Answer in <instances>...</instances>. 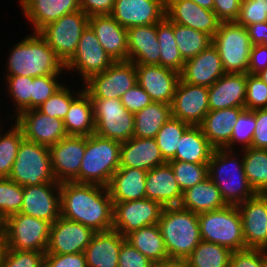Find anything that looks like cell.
I'll list each match as a JSON object with an SVG mask.
<instances>
[{
    "label": "cell",
    "mask_w": 267,
    "mask_h": 267,
    "mask_svg": "<svg viewBox=\"0 0 267 267\" xmlns=\"http://www.w3.org/2000/svg\"><path fill=\"white\" fill-rule=\"evenodd\" d=\"M252 46H267V21L263 23H255L247 27Z\"/></svg>",
    "instance_id": "obj_62"
},
{
    "label": "cell",
    "mask_w": 267,
    "mask_h": 267,
    "mask_svg": "<svg viewBox=\"0 0 267 267\" xmlns=\"http://www.w3.org/2000/svg\"><path fill=\"white\" fill-rule=\"evenodd\" d=\"M191 1L195 2L196 4H198L203 8L213 10L214 0H191Z\"/></svg>",
    "instance_id": "obj_64"
},
{
    "label": "cell",
    "mask_w": 267,
    "mask_h": 267,
    "mask_svg": "<svg viewBox=\"0 0 267 267\" xmlns=\"http://www.w3.org/2000/svg\"><path fill=\"white\" fill-rule=\"evenodd\" d=\"M225 73H248L252 44L246 27L236 22H221L212 37Z\"/></svg>",
    "instance_id": "obj_8"
},
{
    "label": "cell",
    "mask_w": 267,
    "mask_h": 267,
    "mask_svg": "<svg viewBox=\"0 0 267 267\" xmlns=\"http://www.w3.org/2000/svg\"><path fill=\"white\" fill-rule=\"evenodd\" d=\"M128 61L134 64L160 65L157 24L127 29Z\"/></svg>",
    "instance_id": "obj_27"
},
{
    "label": "cell",
    "mask_w": 267,
    "mask_h": 267,
    "mask_svg": "<svg viewBox=\"0 0 267 267\" xmlns=\"http://www.w3.org/2000/svg\"><path fill=\"white\" fill-rule=\"evenodd\" d=\"M267 21V11H265L256 0H242L237 24L244 27L255 23Z\"/></svg>",
    "instance_id": "obj_54"
},
{
    "label": "cell",
    "mask_w": 267,
    "mask_h": 267,
    "mask_svg": "<svg viewBox=\"0 0 267 267\" xmlns=\"http://www.w3.org/2000/svg\"><path fill=\"white\" fill-rule=\"evenodd\" d=\"M264 267H267V257L265 258V264Z\"/></svg>",
    "instance_id": "obj_69"
},
{
    "label": "cell",
    "mask_w": 267,
    "mask_h": 267,
    "mask_svg": "<svg viewBox=\"0 0 267 267\" xmlns=\"http://www.w3.org/2000/svg\"><path fill=\"white\" fill-rule=\"evenodd\" d=\"M267 68V46L254 45L251 48L248 73L257 74Z\"/></svg>",
    "instance_id": "obj_61"
},
{
    "label": "cell",
    "mask_w": 267,
    "mask_h": 267,
    "mask_svg": "<svg viewBox=\"0 0 267 267\" xmlns=\"http://www.w3.org/2000/svg\"><path fill=\"white\" fill-rule=\"evenodd\" d=\"M166 163L155 138L133 136L121 143L120 167H130L149 171Z\"/></svg>",
    "instance_id": "obj_29"
},
{
    "label": "cell",
    "mask_w": 267,
    "mask_h": 267,
    "mask_svg": "<svg viewBox=\"0 0 267 267\" xmlns=\"http://www.w3.org/2000/svg\"><path fill=\"white\" fill-rule=\"evenodd\" d=\"M157 39L160 45V65L181 73L185 61L183 60L173 31V22L166 17L157 23Z\"/></svg>",
    "instance_id": "obj_39"
},
{
    "label": "cell",
    "mask_w": 267,
    "mask_h": 267,
    "mask_svg": "<svg viewBox=\"0 0 267 267\" xmlns=\"http://www.w3.org/2000/svg\"><path fill=\"white\" fill-rule=\"evenodd\" d=\"M20 213L44 219L53 224L61 216L60 183L23 186Z\"/></svg>",
    "instance_id": "obj_19"
},
{
    "label": "cell",
    "mask_w": 267,
    "mask_h": 267,
    "mask_svg": "<svg viewBox=\"0 0 267 267\" xmlns=\"http://www.w3.org/2000/svg\"><path fill=\"white\" fill-rule=\"evenodd\" d=\"M121 143L96 134L86 136V149L79 172V183L107 187L120 167Z\"/></svg>",
    "instance_id": "obj_5"
},
{
    "label": "cell",
    "mask_w": 267,
    "mask_h": 267,
    "mask_svg": "<svg viewBox=\"0 0 267 267\" xmlns=\"http://www.w3.org/2000/svg\"><path fill=\"white\" fill-rule=\"evenodd\" d=\"M231 254L226 247L201 241L184 261L187 267H229Z\"/></svg>",
    "instance_id": "obj_41"
},
{
    "label": "cell",
    "mask_w": 267,
    "mask_h": 267,
    "mask_svg": "<svg viewBox=\"0 0 267 267\" xmlns=\"http://www.w3.org/2000/svg\"><path fill=\"white\" fill-rule=\"evenodd\" d=\"M88 26L93 30L100 45L115 61H128L127 29L111 15L89 17Z\"/></svg>",
    "instance_id": "obj_24"
},
{
    "label": "cell",
    "mask_w": 267,
    "mask_h": 267,
    "mask_svg": "<svg viewBox=\"0 0 267 267\" xmlns=\"http://www.w3.org/2000/svg\"><path fill=\"white\" fill-rule=\"evenodd\" d=\"M267 250L244 248L232 252L229 267H264Z\"/></svg>",
    "instance_id": "obj_53"
},
{
    "label": "cell",
    "mask_w": 267,
    "mask_h": 267,
    "mask_svg": "<svg viewBox=\"0 0 267 267\" xmlns=\"http://www.w3.org/2000/svg\"><path fill=\"white\" fill-rule=\"evenodd\" d=\"M172 117L191 126H199L209 109V89L206 86L192 85L181 78L171 104Z\"/></svg>",
    "instance_id": "obj_16"
},
{
    "label": "cell",
    "mask_w": 267,
    "mask_h": 267,
    "mask_svg": "<svg viewBox=\"0 0 267 267\" xmlns=\"http://www.w3.org/2000/svg\"><path fill=\"white\" fill-rule=\"evenodd\" d=\"M165 17L173 23L200 30L211 37L221 24L213 10L203 8L191 0H166Z\"/></svg>",
    "instance_id": "obj_22"
},
{
    "label": "cell",
    "mask_w": 267,
    "mask_h": 267,
    "mask_svg": "<svg viewBox=\"0 0 267 267\" xmlns=\"http://www.w3.org/2000/svg\"><path fill=\"white\" fill-rule=\"evenodd\" d=\"M6 134L0 133V178L11 174L18 148L24 139L22 129L15 123Z\"/></svg>",
    "instance_id": "obj_44"
},
{
    "label": "cell",
    "mask_w": 267,
    "mask_h": 267,
    "mask_svg": "<svg viewBox=\"0 0 267 267\" xmlns=\"http://www.w3.org/2000/svg\"><path fill=\"white\" fill-rule=\"evenodd\" d=\"M64 86L63 84L48 100L41 104L37 110L50 117L64 120L72 101L84 90L83 87L81 91H77V95L75 96L67 86Z\"/></svg>",
    "instance_id": "obj_49"
},
{
    "label": "cell",
    "mask_w": 267,
    "mask_h": 267,
    "mask_svg": "<svg viewBox=\"0 0 267 267\" xmlns=\"http://www.w3.org/2000/svg\"><path fill=\"white\" fill-rule=\"evenodd\" d=\"M145 192L146 198L163 207L179 206L183 196L168 162L147 171Z\"/></svg>",
    "instance_id": "obj_26"
},
{
    "label": "cell",
    "mask_w": 267,
    "mask_h": 267,
    "mask_svg": "<svg viewBox=\"0 0 267 267\" xmlns=\"http://www.w3.org/2000/svg\"><path fill=\"white\" fill-rule=\"evenodd\" d=\"M23 186L9 178H0V213L5 217L20 213Z\"/></svg>",
    "instance_id": "obj_47"
},
{
    "label": "cell",
    "mask_w": 267,
    "mask_h": 267,
    "mask_svg": "<svg viewBox=\"0 0 267 267\" xmlns=\"http://www.w3.org/2000/svg\"><path fill=\"white\" fill-rule=\"evenodd\" d=\"M114 62L100 45L93 30L87 26L82 32L76 52L65 63V69L79 71L85 82L92 75L104 72Z\"/></svg>",
    "instance_id": "obj_14"
},
{
    "label": "cell",
    "mask_w": 267,
    "mask_h": 267,
    "mask_svg": "<svg viewBox=\"0 0 267 267\" xmlns=\"http://www.w3.org/2000/svg\"><path fill=\"white\" fill-rule=\"evenodd\" d=\"M95 118V134L120 143L133 137L134 114L120 99L90 98Z\"/></svg>",
    "instance_id": "obj_10"
},
{
    "label": "cell",
    "mask_w": 267,
    "mask_h": 267,
    "mask_svg": "<svg viewBox=\"0 0 267 267\" xmlns=\"http://www.w3.org/2000/svg\"><path fill=\"white\" fill-rule=\"evenodd\" d=\"M26 18L38 32L48 23L80 9L79 0H19Z\"/></svg>",
    "instance_id": "obj_31"
},
{
    "label": "cell",
    "mask_w": 267,
    "mask_h": 267,
    "mask_svg": "<svg viewBox=\"0 0 267 267\" xmlns=\"http://www.w3.org/2000/svg\"><path fill=\"white\" fill-rule=\"evenodd\" d=\"M153 267H187L184 260L170 259L164 262L155 263Z\"/></svg>",
    "instance_id": "obj_63"
},
{
    "label": "cell",
    "mask_w": 267,
    "mask_h": 267,
    "mask_svg": "<svg viewBox=\"0 0 267 267\" xmlns=\"http://www.w3.org/2000/svg\"><path fill=\"white\" fill-rule=\"evenodd\" d=\"M242 0H214L213 11L221 22H235Z\"/></svg>",
    "instance_id": "obj_58"
},
{
    "label": "cell",
    "mask_w": 267,
    "mask_h": 267,
    "mask_svg": "<svg viewBox=\"0 0 267 267\" xmlns=\"http://www.w3.org/2000/svg\"><path fill=\"white\" fill-rule=\"evenodd\" d=\"M171 117V105L152 102L134 114L133 136L138 138H155L160 128Z\"/></svg>",
    "instance_id": "obj_38"
},
{
    "label": "cell",
    "mask_w": 267,
    "mask_h": 267,
    "mask_svg": "<svg viewBox=\"0 0 267 267\" xmlns=\"http://www.w3.org/2000/svg\"><path fill=\"white\" fill-rule=\"evenodd\" d=\"M137 83L153 102L171 105L180 73L161 65L135 64Z\"/></svg>",
    "instance_id": "obj_21"
},
{
    "label": "cell",
    "mask_w": 267,
    "mask_h": 267,
    "mask_svg": "<svg viewBox=\"0 0 267 267\" xmlns=\"http://www.w3.org/2000/svg\"><path fill=\"white\" fill-rule=\"evenodd\" d=\"M146 175L147 171L142 169L119 167L107 186L113 203L146 198Z\"/></svg>",
    "instance_id": "obj_32"
},
{
    "label": "cell",
    "mask_w": 267,
    "mask_h": 267,
    "mask_svg": "<svg viewBox=\"0 0 267 267\" xmlns=\"http://www.w3.org/2000/svg\"><path fill=\"white\" fill-rule=\"evenodd\" d=\"M67 135L95 134V118L89 94L83 90L71 103L63 120Z\"/></svg>",
    "instance_id": "obj_35"
},
{
    "label": "cell",
    "mask_w": 267,
    "mask_h": 267,
    "mask_svg": "<svg viewBox=\"0 0 267 267\" xmlns=\"http://www.w3.org/2000/svg\"><path fill=\"white\" fill-rule=\"evenodd\" d=\"M234 152L214 149L208 163V176L227 205H239L257 194L246 178L243 158L239 161Z\"/></svg>",
    "instance_id": "obj_4"
},
{
    "label": "cell",
    "mask_w": 267,
    "mask_h": 267,
    "mask_svg": "<svg viewBox=\"0 0 267 267\" xmlns=\"http://www.w3.org/2000/svg\"><path fill=\"white\" fill-rule=\"evenodd\" d=\"M182 193L208 177V164L168 161Z\"/></svg>",
    "instance_id": "obj_45"
},
{
    "label": "cell",
    "mask_w": 267,
    "mask_h": 267,
    "mask_svg": "<svg viewBox=\"0 0 267 267\" xmlns=\"http://www.w3.org/2000/svg\"><path fill=\"white\" fill-rule=\"evenodd\" d=\"M214 148L200 126H190L182 135L172 160L208 164Z\"/></svg>",
    "instance_id": "obj_36"
},
{
    "label": "cell",
    "mask_w": 267,
    "mask_h": 267,
    "mask_svg": "<svg viewBox=\"0 0 267 267\" xmlns=\"http://www.w3.org/2000/svg\"><path fill=\"white\" fill-rule=\"evenodd\" d=\"M173 31L176 45L184 61L198 55L212 44V37L200 30L173 23Z\"/></svg>",
    "instance_id": "obj_42"
},
{
    "label": "cell",
    "mask_w": 267,
    "mask_h": 267,
    "mask_svg": "<svg viewBox=\"0 0 267 267\" xmlns=\"http://www.w3.org/2000/svg\"><path fill=\"white\" fill-rule=\"evenodd\" d=\"M6 238V218L0 213V239Z\"/></svg>",
    "instance_id": "obj_65"
},
{
    "label": "cell",
    "mask_w": 267,
    "mask_h": 267,
    "mask_svg": "<svg viewBox=\"0 0 267 267\" xmlns=\"http://www.w3.org/2000/svg\"><path fill=\"white\" fill-rule=\"evenodd\" d=\"M154 263L125 240L119 252L118 267H153Z\"/></svg>",
    "instance_id": "obj_55"
},
{
    "label": "cell",
    "mask_w": 267,
    "mask_h": 267,
    "mask_svg": "<svg viewBox=\"0 0 267 267\" xmlns=\"http://www.w3.org/2000/svg\"><path fill=\"white\" fill-rule=\"evenodd\" d=\"M243 151L246 178L256 193L267 194V149L247 148Z\"/></svg>",
    "instance_id": "obj_40"
},
{
    "label": "cell",
    "mask_w": 267,
    "mask_h": 267,
    "mask_svg": "<svg viewBox=\"0 0 267 267\" xmlns=\"http://www.w3.org/2000/svg\"><path fill=\"white\" fill-rule=\"evenodd\" d=\"M245 108L231 107L209 111L199 125L214 149H223L229 142L239 115Z\"/></svg>",
    "instance_id": "obj_33"
},
{
    "label": "cell",
    "mask_w": 267,
    "mask_h": 267,
    "mask_svg": "<svg viewBox=\"0 0 267 267\" xmlns=\"http://www.w3.org/2000/svg\"><path fill=\"white\" fill-rule=\"evenodd\" d=\"M256 1L265 11H267V0H256Z\"/></svg>",
    "instance_id": "obj_68"
},
{
    "label": "cell",
    "mask_w": 267,
    "mask_h": 267,
    "mask_svg": "<svg viewBox=\"0 0 267 267\" xmlns=\"http://www.w3.org/2000/svg\"><path fill=\"white\" fill-rule=\"evenodd\" d=\"M224 74L219 53L211 44L198 55L185 61L180 78L192 85L210 87Z\"/></svg>",
    "instance_id": "obj_25"
},
{
    "label": "cell",
    "mask_w": 267,
    "mask_h": 267,
    "mask_svg": "<svg viewBox=\"0 0 267 267\" xmlns=\"http://www.w3.org/2000/svg\"><path fill=\"white\" fill-rule=\"evenodd\" d=\"M89 17L78 10L48 23L38 33L65 64L76 52L82 32L87 28Z\"/></svg>",
    "instance_id": "obj_9"
},
{
    "label": "cell",
    "mask_w": 267,
    "mask_h": 267,
    "mask_svg": "<svg viewBox=\"0 0 267 267\" xmlns=\"http://www.w3.org/2000/svg\"><path fill=\"white\" fill-rule=\"evenodd\" d=\"M247 73H225L209 89L210 111L245 108Z\"/></svg>",
    "instance_id": "obj_28"
},
{
    "label": "cell",
    "mask_w": 267,
    "mask_h": 267,
    "mask_svg": "<svg viewBox=\"0 0 267 267\" xmlns=\"http://www.w3.org/2000/svg\"><path fill=\"white\" fill-rule=\"evenodd\" d=\"M94 232L85 225L60 216L50 227L46 254H73L84 252Z\"/></svg>",
    "instance_id": "obj_17"
},
{
    "label": "cell",
    "mask_w": 267,
    "mask_h": 267,
    "mask_svg": "<svg viewBox=\"0 0 267 267\" xmlns=\"http://www.w3.org/2000/svg\"><path fill=\"white\" fill-rule=\"evenodd\" d=\"M158 226L169 259L185 260L202 241L198 214L180 205L164 207Z\"/></svg>",
    "instance_id": "obj_3"
},
{
    "label": "cell",
    "mask_w": 267,
    "mask_h": 267,
    "mask_svg": "<svg viewBox=\"0 0 267 267\" xmlns=\"http://www.w3.org/2000/svg\"><path fill=\"white\" fill-rule=\"evenodd\" d=\"M126 240L154 264L170 260L158 224L133 231Z\"/></svg>",
    "instance_id": "obj_37"
},
{
    "label": "cell",
    "mask_w": 267,
    "mask_h": 267,
    "mask_svg": "<svg viewBox=\"0 0 267 267\" xmlns=\"http://www.w3.org/2000/svg\"><path fill=\"white\" fill-rule=\"evenodd\" d=\"M44 267H87L84 252L73 254H46Z\"/></svg>",
    "instance_id": "obj_57"
},
{
    "label": "cell",
    "mask_w": 267,
    "mask_h": 267,
    "mask_svg": "<svg viewBox=\"0 0 267 267\" xmlns=\"http://www.w3.org/2000/svg\"><path fill=\"white\" fill-rule=\"evenodd\" d=\"M191 125L171 117L158 131L155 139L166 162L175 157L179 140Z\"/></svg>",
    "instance_id": "obj_43"
},
{
    "label": "cell",
    "mask_w": 267,
    "mask_h": 267,
    "mask_svg": "<svg viewBox=\"0 0 267 267\" xmlns=\"http://www.w3.org/2000/svg\"><path fill=\"white\" fill-rule=\"evenodd\" d=\"M256 127L255 110H244L238 117L233 127V133L230 142L223 148L233 151L235 142L240 143L244 149L250 148L253 139L254 129Z\"/></svg>",
    "instance_id": "obj_48"
},
{
    "label": "cell",
    "mask_w": 267,
    "mask_h": 267,
    "mask_svg": "<svg viewBox=\"0 0 267 267\" xmlns=\"http://www.w3.org/2000/svg\"><path fill=\"white\" fill-rule=\"evenodd\" d=\"M237 207L241 214L245 248L267 250V194L257 193Z\"/></svg>",
    "instance_id": "obj_20"
},
{
    "label": "cell",
    "mask_w": 267,
    "mask_h": 267,
    "mask_svg": "<svg viewBox=\"0 0 267 267\" xmlns=\"http://www.w3.org/2000/svg\"><path fill=\"white\" fill-rule=\"evenodd\" d=\"M267 108V84L257 74L247 73L245 109L257 110Z\"/></svg>",
    "instance_id": "obj_51"
},
{
    "label": "cell",
    "mask_w": 267,
    "mask_h": 267,
    "mask_svg": "<svg viewBox=\"0 0 267 267\" xmlns=\"http://www.w3.org/2000/svg\"><path fill=\"white\" fill-rule=\"evenodd\" d=\"M256 127L251 147L267 149V108L255 110Z\"/></svg>",
    "instance_id": "obj_59"
},
{
    "label": "cell",
    "mask_w": 267,
    "mask_h": 267,
    "mask_svg": "<svg viewBox=\"0 0 267 267\" xmlns=\"http://www.w3.org/2000/svg\"><path fill=\"white\" fill-rule=\"evenodd\" d=\"M83 83L90 98L120 99L137 84L136 67L130 61H115Z\"/></svg>",
    "instance_id": "obj_12"
},
{
    "label": "cell",
    "mask_w": 267,
    "mask_h": 267,
    "mask_svg": "<svg viewBox=\"0 0 267 267\" xmlns=\"http://www.w3.org/2000/svg\"><path fill=\"white\" fill-rule=\"evenodd\" d=\"M257 76L267 84V68L257 73Z\"/></svg>",
    "instance_id": "obj_66"
},
{
    "label": "cell",
    "mask_w": 267,
    "mask_h": 267,
    "mask_svg": "<svg viewBox=\"0 0 267 267\" xmlns=\"http://www.w3.org/2000/svg\"><path fill=\"white\" fill-rule=\"evenodd\" d=\"M86 149V136L67 135L49 147L52 171L57 182L79 183L81 161Z\"/></svg>",
    "instance_id": "obj_15"
},
{
    "label": "cell",
    "mask_w": 267,
    "mask_h": 267,
    "mask_svg": "<svg viewBox=\"0 0 267 267\" xmlns=\"http://www.w3.org/2000/svg\"><path fill=\"white\" fill-rule=\"evenodd\" d=\"M51 223L22 213L6 218L8 249L46 252Z\"/></svg>",
    "instance_id": "obj_11"
},
{
    "label": "cell",
    "mask_w": 267,
    "mask_h": 267,
    "mask_svg": "<svg viewBox=\"0 0 267 267\" xmlns=\"http://www.w3.org/2000/svg\"><path fill=\"white\" fill-rule=\"evenodd\" d=\"M59 76L60 75H46L33 78L32 109H37L63 85L56 79L59 78Z\"/></svg>",
    "instance_id": "obj_52"
},
{
    "label": "cell",
    "mask_w": 267,
    "mask_h": 267,
    "mask_svg": "<svg viewBox=\"0 0 267 267\" xmlns=\"http://www.w3.org/2000/svg\"><path fill=\"white\" fill-rule=\"evenodd\" d=\"M115 0H79V6L88 17L94 15H110Z\"/></svg>",
    "instance_id": "obj_60"
},
{
    "label": "cell",
    "mask_w": 267,
    "mask_h": 267,
    "mask_svg": "<svg viewBox=\"0 0 267 267\" xmlns=\"http://www.w3.org/2000/svg\"><path fill=\"white\" fill-rule=\"evenodd\" d=\"M29 35L11 49L7 76L40 77L63 74L65 64L38 32Z\"/></svg>",
    "instance_id": "obj_2"
},
{
    "label": "cell",
    "mask_w": 267,
    "mask_h": 267,
    "mask_svg": "<svg viewBox=\"0 0 267 267\" xmlns=\"http://www.w3.org/2000/svg\"><path fill=\"white\" fill-rule=\"evenodd\" d=\"M5 239H0V263H1V259L5 250Z\"/></svg>",
    "instance_id": "obj_67"
},
{
    "label": "cell",
    "mask_w": 267,
    "mask_h": 267,
    "mask_svg": "<svg viewBox=\"0 0 267 267\" xmlns=\"http://www.w3.org/2000/svg\"><path fill=\"white\" fill-rule=\"evenodd\" d=\"M15 118L24 139L39 145L50 147L67 136L62 119L45 115L37 109L23 111Z\"/></svg>",
    "instance_id": "obj_18"
},
{
    "label": "cell",
    "mask_w": 267,
    "mask_h": 267,
    "mask_svg": "<svg viewBox=\"0 0 267 267\" xmlns=\"http://www.w3.org/2000/svg\"><path fill=\"white\" fill-rule=\"evenodd\" d=\"M46 253L5 247L0 267H44Z\"/></svg>",
    "instance_id": "obj_50"
},
{
    "label": "cell",
    "mask_w": 267,
    "mask_h": 267,
    "mask_svg": "<svg viewBox=\"0 0 267 267\" xmlns=\"http://www.w3.org/2000/svg\"><path fill=\"white\" fill-rule=\"evenodd\" d=\"M166 0H115L110 15L126 29L152 25L165 18Z\"/></svg>",
    "instance_id": "obj_23"
},
{
    "label": "cell",
    "mask_w": 267,
    "mask_h": 267,
    "mask_svg": "<svg viewBox=\"0 0 267 267\" xmlns=\"http://www.w3.org/2000/svg\"><path fill=\"white\" fill-rule=\"evenodd\" d=\"M7 81V87L14 100L13 103L17 106L15 116H18L21 112L32 109V81L33 77L25 76H5Z\"/></svg>",
    "instance_id": "obj_46"
},
{
    "label": "cell",
    "mask_w": 267,
    "mask_h": 267,
    "mask_svg": "<svg viewBox=\"0 0 267 267\" xmlns=\"http://www.w3.org/2000/svg\"><path fill=\"white\" fill-rule=\"evenodd\" d=\"M61 216L91 228L111 230L114 205L108 188L98 184L60 183Z\"/></svg>",
    "instance_id": "obj_1"
},
{
    "label": "cell",
    "mask_w": 267,
    "mask_h": 267,
    "mask_svg": "<svg viewBox=\"0 0 267 267\" xmlns=\"http://www.w3.org/2000/svg\"><path fill=\"white\" fill-rule=\"evenodd\" d=\"M120 100L125 109L133 114L141 111L153 102L150 96L140 87L138 83L124 93Z\"/></svg>",
    "instance_id": "obj_56"
},
{
    "label": "cell",
    "mask_w": 267,
    "mask_h": 267,
    "mask_svg": "<svg viewBox=\"0 0 267 267\" xmlns=\"http://www.w3.org/2000/svg\"><path fill=\"white\" fill-rule=\"evenodd\" d=\"M227 204L220 190L208 176L200 183L183 192L180 206L195 214L220 209Z\"/></svg>",
    "instance_id": "obj_34"
},
{
    "label": "cell",
    "mask_w": 267,
    "mask_h": 267,
    "mask_svg": "<svg viewBox=\"0 0 267 267\" xmlns=\"http://www.w3.org/2000/svg\"><path fill=\"white\" fill-rule=\"evenodd\" d=\"M202 241L215 243L232 252L245 248L241 214L237 205L198 214Z\"/></svg>",
    "instance_id": "obj_6"
},
{
    "label": "cell",
    "mask_w": 267,
    "mask_h": 267,
    "mask_svg": "<svg viewBox=\"0 0 267 267\" xmlns=\"http://www.w3.org/2000/svg\"><path fill=\"white\" fill-rule=\"evenodd\" d=\"M20 186H33L56 181L49 147L23 139L8 177Z\"/></svg>",
    "instance_id": "obj_7"
},
{
    "label": "cell",
    "mask_w": 267,
    "mask_h": 267,
    "mask_svg": "<svg viewBox=\"0 0 267 267\" xmlns=\"http://www.w3.org/2000/svg\"><path fill=\"white\" fill-rule=\"evenodd\" d=\"M125 240L126 237L114 229L96 232L84 251L87 267H118L119 252Z\"/></svg>",
    "instance_id": "obj_30"
},
{
    "label": "cell",
    "mask_w": 267,
    "mask_h": 267,
    "mask_svg": "<svg viewBox=\"0 0 267 267\" xmlns=\"http://www.w3.org/2000/svg\"><path fill=\"white\" fill-rule=\"evenodd\" d=\"M113 227L123 237L148 225L158 224L163 206L144 198L128 202L113 203Z\"/></svg>",
    "instance_id": "obj_13"
}]
</instances>
